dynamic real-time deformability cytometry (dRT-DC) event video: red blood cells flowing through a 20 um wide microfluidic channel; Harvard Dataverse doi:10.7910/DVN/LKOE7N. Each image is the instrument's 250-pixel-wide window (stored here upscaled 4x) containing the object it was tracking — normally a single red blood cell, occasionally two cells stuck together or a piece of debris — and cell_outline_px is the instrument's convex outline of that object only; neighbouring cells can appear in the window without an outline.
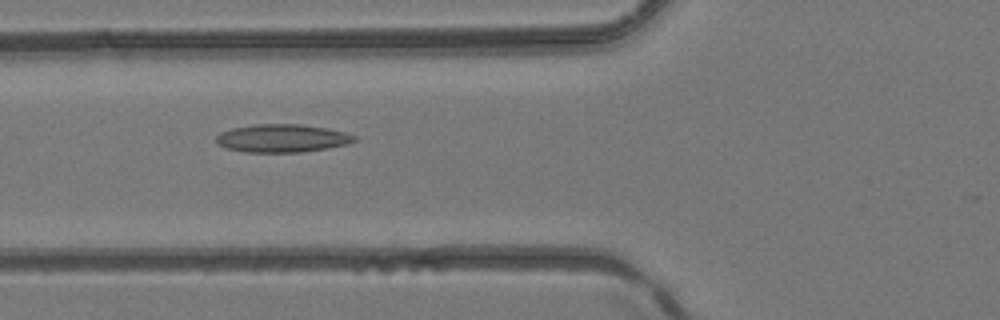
{"species": "common noctule bat (a hibernating species)", "species_latin": "Nyctalus noctula", "temperature_condition": "room temperature", "stored_images_in_passage": 4, "camera_frame_rate_fps": 3000, "um_per_image_px": 0.085, "animal": {"sex": "female", "body_mass_g": 24.6, "forearm_length_mm": 56.2}, "frame": {"image": 1, "passage_image": 4, "time_ms": 1.0, "image_size_px": [1000, 320], "cell_outline_px": [[356, 140], [348, 144], [328, 148], [300, 152], [244, 152], [228, 148], [220, 144], [216, 140], [216, 136], [220, 132], [232, 128], [252, 124], [300, 124], [328, 128], [344, 132], [356, 136]], "centroid_in_image_um": [24.0, 11.74], "position_along_channel_um": 101.8, "area_um2": 22.54}}